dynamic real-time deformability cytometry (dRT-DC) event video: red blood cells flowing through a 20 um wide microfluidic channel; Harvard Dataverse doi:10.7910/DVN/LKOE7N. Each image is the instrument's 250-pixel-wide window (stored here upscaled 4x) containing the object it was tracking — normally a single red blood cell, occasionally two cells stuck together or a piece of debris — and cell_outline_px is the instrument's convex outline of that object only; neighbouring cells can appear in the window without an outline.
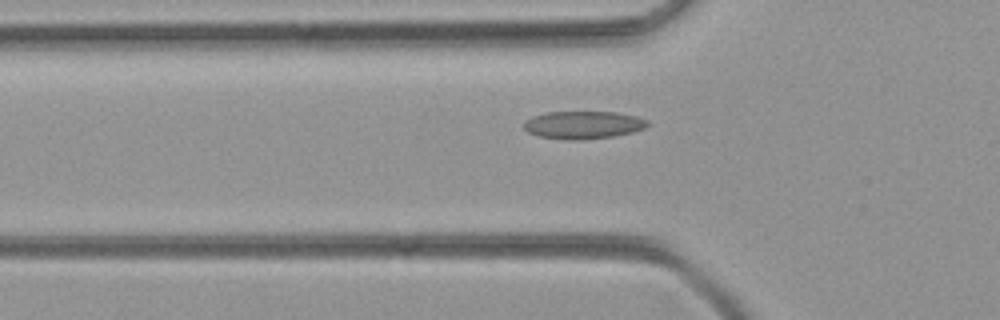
{"species": "common noctule bat (a hibernating species)", "species_latin": "Nyctalus noctula", "temperature_condition": "room temperature", "stored_images_in_passage": 34, "camera_frame_rate_fps": 3000, "um_per_image_px": 0.085, "animal": {"sex": "female", "body_mass_g": 21.9}, "frame": {"image": 1, "passage_image": 4, "time_ms": 1.0, "image_size_px": [1000, 320], "cell_outline_px": [[648, 124], [644, 128], [632, 132], [612, 136], [580, 140], [564, 140], [540, 136], [528, 132], [524, 128], [524, 120], [532, 116], [548, 112], [616, 112], [636, 116], [648, 120]], "centroid_in_image_um": [49.55, 10.61], "position_along_channel_um": 76.3, "area_um2": 19.94}}
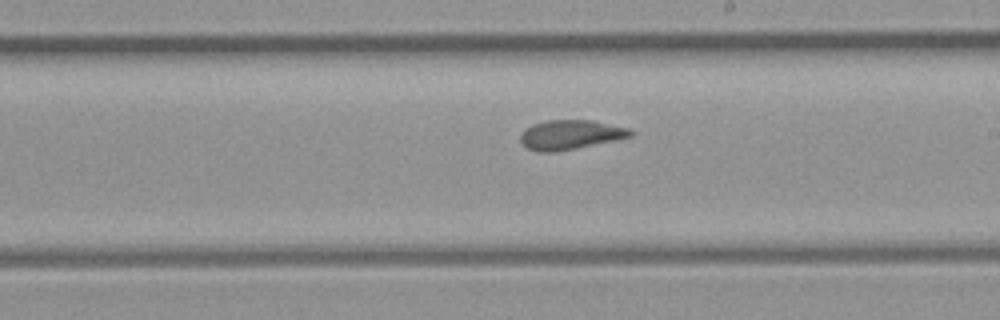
{"frame": {"image": 2, "passage_image": 16, "time_ms": 5.0, "image_size_px": [1000, 320], "cell_outline_px": [[636, 132], [632, 136], [616, 140], [576, 148], [552, 152], [540, 152], [528, 148], [520, 140], [520, 136], [524, 128], [532, 124], [548, 120], [592, 120], [628, 128]], "centroid_in_image_um": [48.49, 11.44], "position_along_channel_um": 240.5, "area_um2": 18.84}}
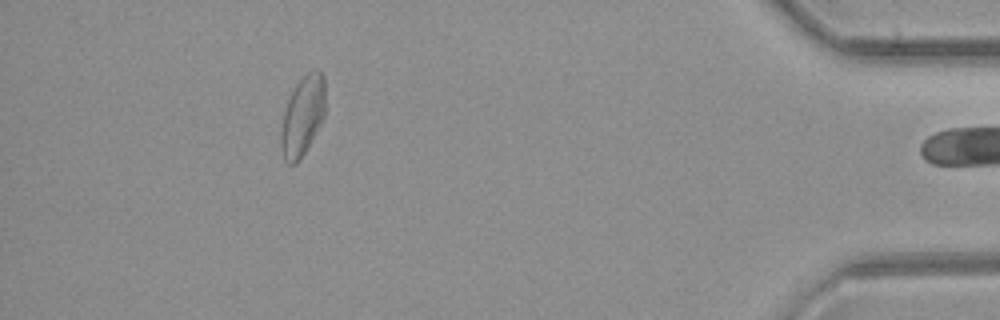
{"frame": {"image": 3, "passage_image": 33, "time_ms": 10.667, "image_size_px": [1000, 320], "cell_outline_px": [[324, 116], [320, 124], [300, 160], [296, 164], [288, 164], [284, 160], [280, 144], [280, 132], [284, 112], [288, 100], [296, 84], [308, 72], [320, 72], [324, 76]], "centroid_in_image_um": [25.69, 9.91], "position_along_channel_um": 409.5, "area_um2": 20.17}}